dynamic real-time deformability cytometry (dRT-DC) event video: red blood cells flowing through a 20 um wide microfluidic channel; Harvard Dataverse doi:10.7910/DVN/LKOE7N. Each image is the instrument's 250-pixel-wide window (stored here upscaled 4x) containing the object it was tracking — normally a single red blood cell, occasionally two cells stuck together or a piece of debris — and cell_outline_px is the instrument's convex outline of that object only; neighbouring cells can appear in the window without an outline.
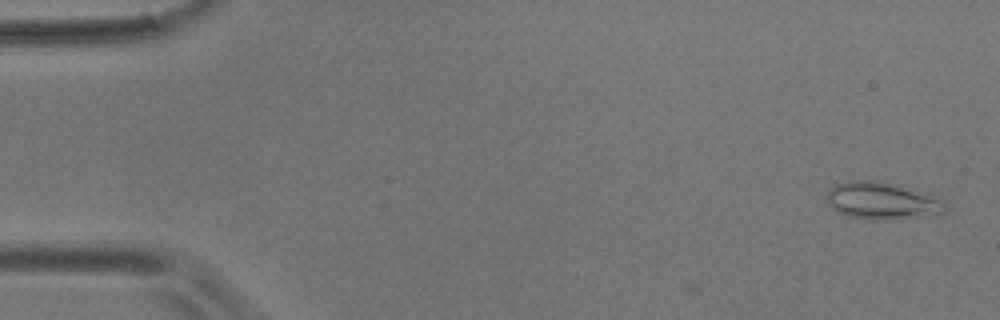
{"species": "common noctule bat (a hibernating species)", "species_latin": "Nyctalus noctula", "temperature_condition": "room temperature", "stored_images_in_passage": 2, "camera_frame_rate_fps": 3000, "um_per_image_px": 0.085, "animal": {"sex": "male", "body_mass_g": 17.9}, "frame": {"image": 1, "passage_image": 2, "time_ms": 0.333, "image_size_px": [1000, 320], "cell_outline_px": [[948, 208], [944, 212], [896, 220], [868, 220], [848, 216], [832, 208], [828, 204], [828, 188], [836, 184], [848, 180], [872, 180], [892, 184], [944, 200]], "centroid_in_image_um": [74.92, 17.09], "position_along_channel_um": 10.1, "area_um2": 25.37}}